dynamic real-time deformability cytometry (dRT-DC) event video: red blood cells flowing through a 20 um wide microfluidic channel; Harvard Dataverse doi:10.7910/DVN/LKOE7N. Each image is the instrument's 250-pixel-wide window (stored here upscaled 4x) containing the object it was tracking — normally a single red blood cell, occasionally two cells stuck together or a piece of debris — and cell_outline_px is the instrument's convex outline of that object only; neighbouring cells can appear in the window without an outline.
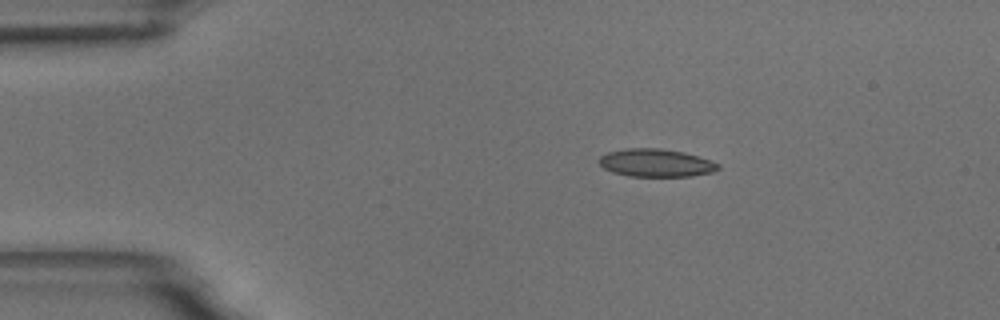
{"species": "common noctule bat (a hibernating species)", "species_latin": "Nyctalus noctula", "temperature_condition": "room temperature", "stored_images_in_passage": 47, "camera_frame_rate_fps": 3000, "um_per_image_px": 0.085, "animal": {"sex": "male", "body_mass_g": 18.8}, "frame": {"image": 1, "passage_image": 1, "time_ms": 0.0, "image_size_px": [1000, 320], "cell_outline_px": [[720, 168], [712, 172], [692, 176], [628, 176], [612, 172], [604, 168], [600, 164], [600, 156], [608, 152], [624, 148], [660, 148], [684, 152], [712, 160], [720, 164]], "centroid_in_image_um": [55.78, 13.84], "position_along_channel_um": 29.2, "area_um2": 19.42}}
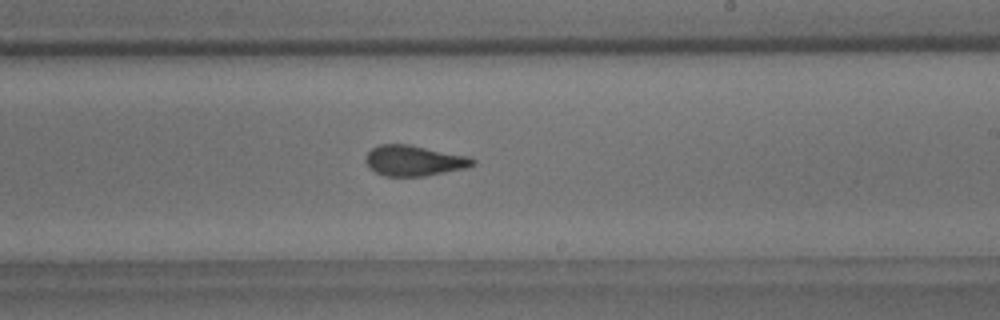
{"frame": {"image": 2, "passage_image": 24, "time_ms": 7.667, "image_size_px": [1000, 320], "cell_outline_px": [[476, 164], [468, 168], [424, 176], [384, 176], [368, 168], [364, 160], [364, 156], [372, 148], [380, 144], [408, 144], [468, 156], [476, 160]], "centroid_in_image_um": [35.18, 13.66], "position_along_channel_um": 253.8, "area_um2": 19.25}}
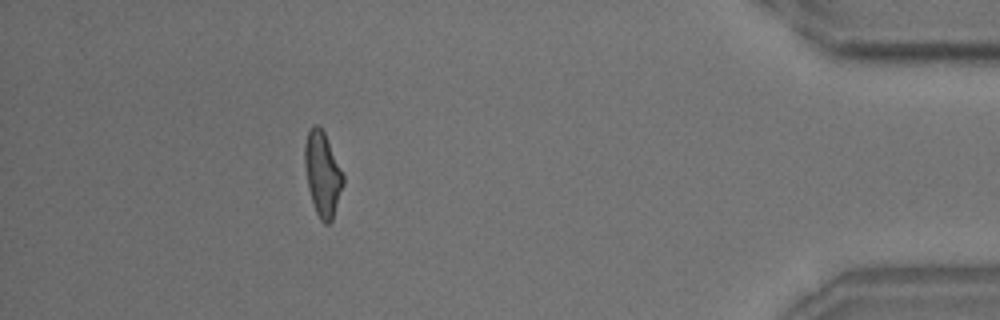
{"frame": {"image": 3, "passage_image": 41, "time_ms": 13.333, "image_size_px": [1000, 320], "cell_outline_px": [[344, 184], [332, 220], [328, 224], [324, 224], [320, 220], [316, 212], [308, 188], [304, 164], [304, 144], [308, 132], [312, 124], [316, 124], [324, 132], [344, 176]], "centroid_in_image_um": [27.4, 14.8], "position_along_channel_um": 407.8, "area_um2": 18.79}, "authors_computed_cell_mechanics": {"area_um2": 19.2474, "velocity_mm_per_s": 3.6286, "shape_relaxation_time_tau1_ms": 7.1007, "shape_relaxation_time_tau2_ms": 1.2779, "deformation_change_tau1": 0.1982, "deformation_change_tau2": 0.0902}}